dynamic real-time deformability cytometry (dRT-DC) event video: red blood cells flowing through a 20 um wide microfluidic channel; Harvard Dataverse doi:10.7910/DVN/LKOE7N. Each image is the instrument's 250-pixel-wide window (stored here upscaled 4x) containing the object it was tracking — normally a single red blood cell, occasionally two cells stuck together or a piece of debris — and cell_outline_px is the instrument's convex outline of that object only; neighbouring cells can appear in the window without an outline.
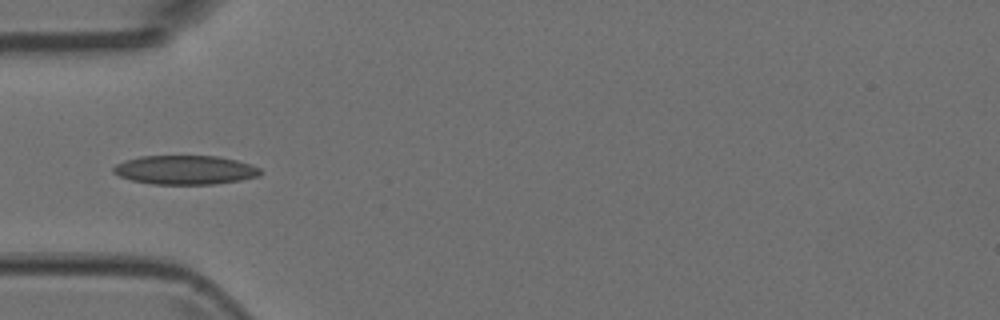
{"species": "Egyptian fruit bat (a non-hibernating species)", "species_latin": "Rousettus aegyptiacus", "temperature_condition": "room temperature", "stored_images_in_passage": 3, "camera_frame_rate_fps": 3000, "um_per_image_px": 0.085, "animal": {"sex": "female"}, "frame": {"image": 1, "passage_image": 2, "time_ms": 0.333, "image_size_px": [1000, 320], "cell_outline_px": [[264, 172], [260, 176], [240, 180], [216, 184], [152, 184], [132, 180], [120, 176], [112, 172], [112, 168], [116, 164], [124, 160], [140, 156], [220, 156], [252, 164], [260, 168]], "centroid_in_image_um": [15.77, 14.44], "position_along_channel_um": 69.2, "area_um2": 25.09}}
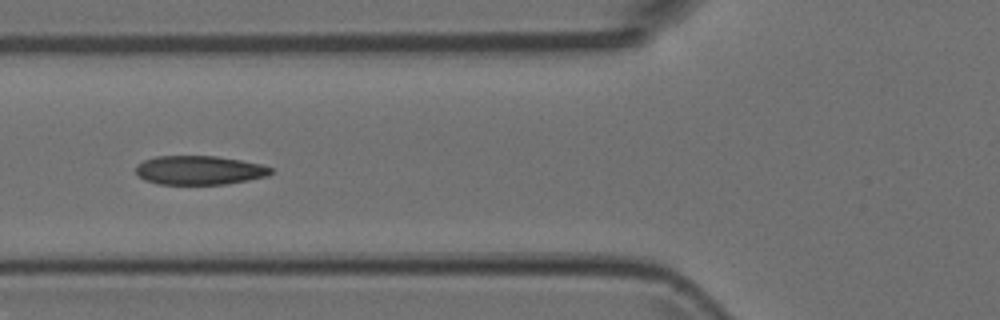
{"frame": {"image": 2, "passage_image": 3, "time_ms": 0.667, "image_size_px": [1000, 320], "cell_outline_px": [[272, 172], [268, 176], [248, 180], [224, 184], [156, 184], [144, 180], [136, 172], [136, 164], [144, 160], [156, 156], [216, 156], [240, 160], [260, 164], [272, 168]], "centroid_in_image_um": [16.92, 14.47], "position_along_channel_um": 108.9, "area_um2": 22.77}}